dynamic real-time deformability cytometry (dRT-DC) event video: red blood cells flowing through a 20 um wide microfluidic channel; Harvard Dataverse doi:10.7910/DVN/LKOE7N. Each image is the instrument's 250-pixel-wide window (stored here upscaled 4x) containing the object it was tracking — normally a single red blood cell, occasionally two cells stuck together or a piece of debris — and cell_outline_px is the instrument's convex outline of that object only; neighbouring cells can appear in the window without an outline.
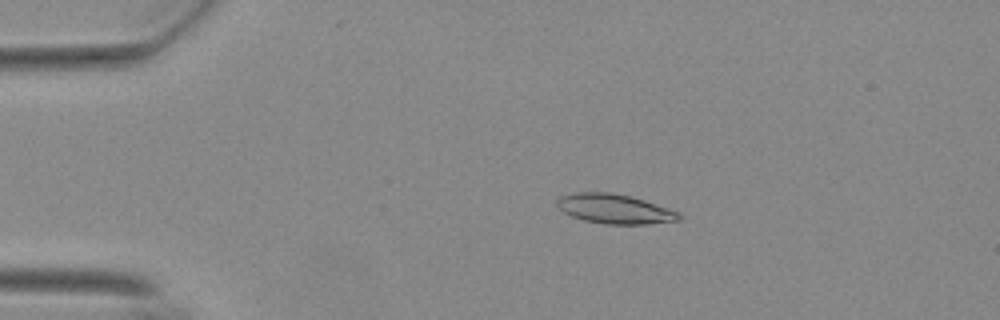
{"species": "Egyptian fruit bat (a non-hibernating species)", "species_latin": "Rousettus aegyptiacus", "temperature_condition": "warm", "stored_images_in_passage": 50, "camera_frame_rate_fps": 3000, "um_per_image_px": 0.085, "animal": {"sex": "female"}, "frame": {"image": 1, "passage_image": 6, "time_ms": 1.667, "image_size_px": [1000, 320], "cell_outline_px": [[684, 216], [680, 220], [648, 224], [604, 224], [584, 220], [572, 216], [564, 212], [556, 204], [556, 200], [560, 196], [576, 192], [608, 192], [628, 196], [644, 200], [680, 212]], "centroid_in_image_um": [52.27, 17.76], "position_along_channel_um": 32.7, "area_um2": 20.98}}
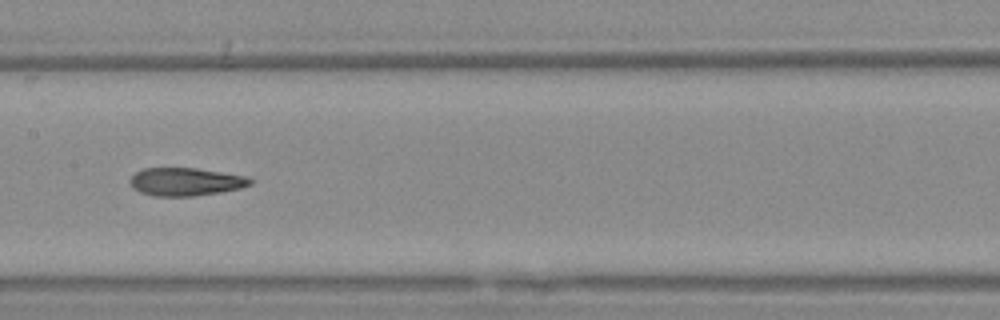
{"frame": {"image": 2, "passage_image": 23, "time_ms": 7.333, "image_size_px": [1000, 320], "cell_outline_px": [[252, 184], [240, 188], [220, 192], [196, 196], [152, 196], [140, 192], [132, 188], [132, 176], [136, 172], [144, 168], [196, 168], [244, 176], [252, 180]], "centroid_in_image_um": [15.77, 15.46], "position_along_channel_um": 191.6, "area_um2": 19.42}}
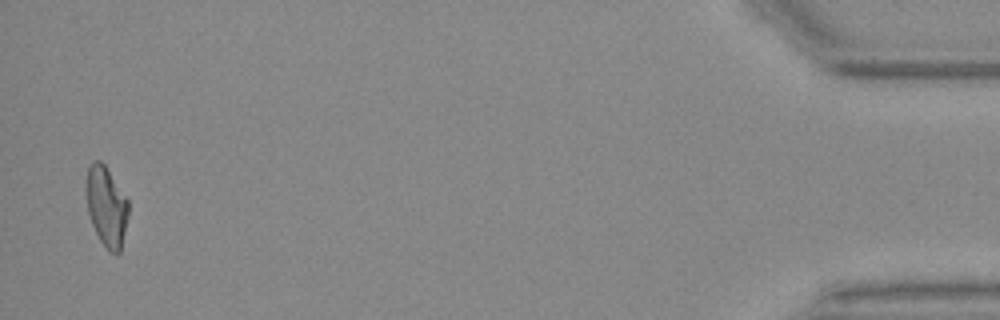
{"frame": {"image": 3, "passage_image": 49, "time_ms": 16.0, "image_size_px": [1000, 320], "cell_outline_px": [[128, 216], [120, 252], [116, 256], [108, 252], [100, 240], [92, 224], [88, 212], [88, 168], [92, 160], [100, 160], [104, 164], [128, 200]], "centroid_in_image_um": [9.08, 17.6], "position_along_channel_um": 426.1, "area_um2": 19.25}, "authors_computed_cell_mechanics": {"area_um2": 20.0566, "velocity_mm_per_s": 3.7086, "shape_relaxation_time_tau1_ms": 10.4312, "shape_relaxation_time_tau2_ms": 2.6095, "deformation_change_tau1": 0.2889, "deformation_change_tau2": 0.1094}}